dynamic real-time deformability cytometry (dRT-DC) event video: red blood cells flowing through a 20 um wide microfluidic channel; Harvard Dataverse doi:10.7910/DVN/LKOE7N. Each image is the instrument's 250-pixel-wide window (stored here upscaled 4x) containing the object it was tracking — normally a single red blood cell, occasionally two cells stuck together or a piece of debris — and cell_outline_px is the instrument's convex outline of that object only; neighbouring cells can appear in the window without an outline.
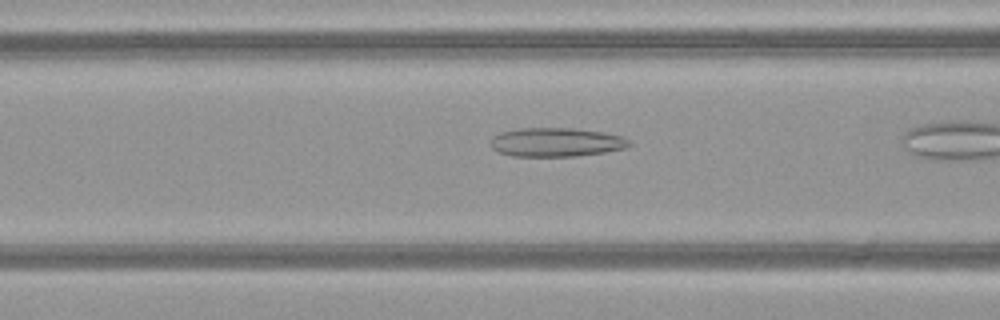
{"species": "common noctule bat (a hibernating species)", "species_latin": "Nyctalus noctula", "temperature_condition": "warm", "stored_images_in_passage": 25, "camera_frame_rate_fps": 3000, "um_per_image_px": 0.085, "animal": {"sex": "female", "body_mass_g": 21.9}, "frame": {"image": 1, "passage_image": 15, "time_ms": 4.667, "image_size_px": [1000, 320], "cell_outline_px": [[632, 144], [628, 148], [604, 152], [576, 156], [512, 156], [496, 152], [492, 148], [492, 136], [500, 132], [516, 128], [572, 128], [604, 132], [620, 136], [628, 140]], "centroid_in_image_um": [47.26, 12.09], "position_along_channel_um": 119.3, "area_um2": 23.47}}
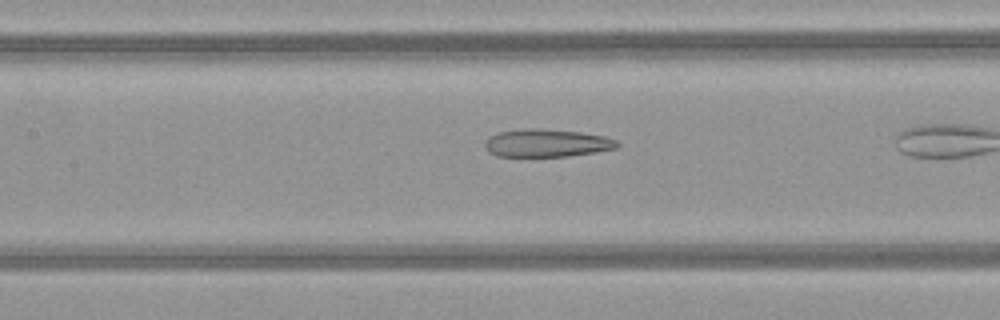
{"frame": {"image": 2, "passage_image": 18, "time_ms": 5.667, "image_size_px": [1000, 320], "cell_outline_px": [[620, 144], [616, 148], [596, 152], [568, 156], [496, 156], [488, 152], [484, 148], [484, 144], [488, 136], [500, 132], [528, 128], [540, 128], [580, 132], [604, 136], [616, 140]], "centroid_in_image_um": [46.44, 12.16], "position_along_channel_um": 161.0, "area_um2": 21.5}}